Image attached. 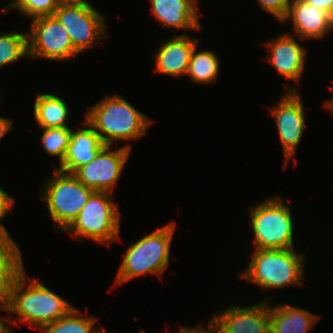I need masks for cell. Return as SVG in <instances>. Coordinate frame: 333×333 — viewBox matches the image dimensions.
<instances>
[{
	"label": "cell",
	"mask_w": 333,
	"mask_h": 333,
	"mask_svg": "<svg viewBox=\"0 0 333 333\" xmlns=\"http://www.w3.org/2000/svg\"><path fill=\"white\" fill-rule=\"evenodd\" d=\"M240 277L263 290L303 285L305 255L291 249H255Z\"/></svg>",
	"instance_id": "obj_4"
},
{
	"label": "cell",
	"mask_w": 333,
	"mask_h": 333,
	"mask_svg": "<svg viewBox=\"0 0 333 333\" xmlns=\"http://www.w3.org/2000/svg\"><path fill=\"white\" fill-rule=\"evenodd\" d=\"M324 107H326V109H330L333 113V97L330 98L329 100L327 99L326 102L323 103Z\"/></svg>",
	"instance_id": "obj_33"
},
{
	"label": "cell",
	"mask_w": 333,
	"mask_h": 333,
	"mask_svg": "<svg viewBox=\"0 0 333 333\" xmlns=\"http://www.w3.org/2000/svg\"><path fill=\"white\" fill-rule=\"evenodd\" d=\"M15 3V0H11V2H9L6 7L3 9V15L7 14L9 10H11V8L13 7Z\"/></svg>",
	"instance_id": "obj_34"
},
{
	"label": "cell",
	"mask_w": 333,
	"mask_h": 333,
	"mask_svg": "<svg viewBox=\"0 0 333 333\" xmlns=\"http://www.w3.org/2000/svg\"><path fill=\"white\" fill-rule=\"evenodd\" d=\"M204 327L206 329H204ZM202 327V325H196L195 327H186V326H182L179 330L178 333H215L213 327L211 326V324L208 323L206 324V326Z\"/></svg>",
	"instance_id": "obj_29"
},
{
	"label": "cell",
	"mask_w": 333,
	"mask_h": 333,
	"mask_svg": "<svg viewBox=\"0 0 333 333\" xmlns=\"http://www.w3.org/2000/svg\"><path fill=\"white\" fill-rule=\"evenodd\" d=\"M54 172V176H49L42 185V201L46 204L56 229L65 232L94 190L84 186L72 173L56 168Z\"/></svg>",
	"instance_id": "obj_7"
},
{
	"label": "cell",
	"mask_w": 333,
	"mask_h": 333,
	"mask_svg": "<svg viewBox=\"0 0 333 333\" xmlns=\"http://www.w3.org/2000/svg\"><path fill=\"white\" fill-rule=\"evenodd\" d=\"M59 5L61 4H78L88 2L87 0H56Z\"/></svg>",
	"instance_id": "obj_32"
},
{
	"label": "cell",
	"mask_w": 333,
	"mask_h": 333,
	"mask_svg": "<svg viewBox=\"0 0 333 333\" xmlns=\"http://www.w3.org/2000/svg\"><path fill=\"white\" fill-rule=\"evenodd\" d=\"M198 0H150L151 13L162 25L179 30H200Z\"/></svg>",
	"instance_id": "obj_16"
},
{
	"label": "cell",
	"mask_w": 333,
	"mask_h": 333,
	"mask_svg": "<svg viewBox=\"0 0 333 333\" xmlns=\"http://www.w3.org/2000/svg\"><path fill=\"white\" fill-rule=\"evenodd\" d=\"M283 86L286 90L280 98V101L269 110L271 116L275 120L282 145L285 159L283 168L287 169L288 161L291 159L294 160L295 166L297 163L295 151L303 136V131L306 128V111L298 90L294 86L292 89H289L290 87L287 86V83Z\"/></svg>",
	"instance_id": "obj_10"
},
{
	"label": "cell",
	"mask_w": 333,
	"mask_h": 333,
	"mask_svg": "<svg viewBox=\"0 0 333 333\" xmlns=\"http://www.w3.org/2000/svg\"><path fill=\"white\" fill-rule=\"evenodd\" d=\"M13 128L12 120L0 116V140Z\"/></svg>",
	"instance_id": "obj_30"
},
{
	"label": "cell",
	"mask_w": 333,
	"mask_h": 333,
	"mask_svg": "<svg viewBox=\"0 0 333 333\" xmlns=\"http://www.w3.org/2000/svg\"><path fill=\"white\" fill-rule=\"evenodd\" d=\"M82 124L85 128L72 130L64 161L61 166L54 164V168L65 173H73L77 168L91 162L104 146L99 135L85 119Z\"/></svg>",
	"instance_id": "obj_17"
},
{
	"label": "cell",
	"mask_w": 333,
	"mask_h": 333,
	"mask_svg": "<svg viewBox=\"0 0 333 333\" xmlns=\"http://www.w3.org/2000/svg\"><path fill=\"white\" fill-rule=\"evenodd\" d=\"M262 10L269 13L279 22L286 16L293 0H257Z\"/></svg>",
	"instance_id": "obj_26"
},
{
	"label": "cell",
	"mask_w": 333,
	"mask_h": 333,
	"mask_svg": "<svg viewBox=\"0 0 333 333\" xmlns=\"http://www.w3.org/2000/svg\"><path fill=\"white\" fill-rule=\"evenodd\" d=\"M54 16L65 27L73 49L78 54L106 38L104 15L89 2L61 4L55 10Z\"/></svg>",
	"instance_id": "obj_8"
},
{
	"label": "cell",
	"mask_w": 333,
	"mask_h": 333,
	"mask_svg": "<svg viewBox=\"0 0 333 333\" xmlns=\"http://www.w3.org/2000/svg\"><path fill=\"white\" fill-rule=\"evenodd\" d=\"M175 222H169L130 244L120 263L114 286L122 285L141 275L155 274L162 277L169 266L170 248Z\"/></svg>",
	"instance_id": "obj_3"
},
{
	"label": "cell",
	"mask_w": 333,
	"mask_h": 333,
	"mask_svg": "<svg viewBox=\"0 0 333 333\" xmlns=\"http://www.w3.org/2000/svg\"><path fill=\"white\" fill-rule=\"evenodd\" d=\"M291 32L270 39L264 45L268 50L266 61H268L282 76L297 84L300 82L306 61V48L300 45Z\"/></svg>",
	"instance_id": "obj_13"
},
{
	"label": "cell",
	"mask_w": 333,
	"mask_h": 333,
	"mask_svg": "<svg viewBox=\"0 0 333 333\" xmlns=\"http://www.w3.org/2000/svg\"><path fill=\"white\" fill-rule=\"evenodd\" d=\"M320 316L306 309L292 305L269 304V320L271 333H307Z\"/></svg>",
	"instance_id": "obj_18"
},
{
	"label": "cell",
	"mask_w": 333,
	"mask_h": 333,
	"mask_svg": "<svg viewBox=\"0 0 333 333\" xmlns=\"http://www.w3.org/2000/svg\"><path fill=\"white\" fill-rule=\"evenodd\" d=\"M28 34V59L66 61L74 59L78 53L61 22L54 16L38 17L31 20Z\"/></svg>",
	"instance_id": "obj_9"
},
{
	"label": "cell",
	"mask_w": 333,
	"mask_h": 333,
	"mask_svg": "<svg viewBox=\"0 0 333 333\" xmlns=\"http://www.w3.org/2000/svg\"><path fill=\"white\" fill-rule=\"evenodd\" d=\"M81 311L73 307L65 316L45 325L43 333H108L104 327L96 328V318L81 316Z\"/></svg>",
	"instance_id": "obj_22"
},
{
	"label": "cell",
	"mask_w": 333,
	"mask_h": 333,
	"mask_svg": "<svg viewBox=\"0 0 333 333\" xmlns=\"http://www.w3.org/2000/svg\"><path fill=\"white\" fill-rule=\"evenodd\" d=\"M5 317L2 316V319L0 318V333H13V330L10 324L7 326Z\"/></svg>",
	"instance_id": "obj_31"
},
{
	"label": "cell",
	"mask_w": 333,
	"mask_h": 333,
	"mask_svg": "<svg viewBox=\"0 0 333 333\" xmlns=\"http://www.w3.org/2000/svg\"><path fill=\"white\" fill-rule=\"evenodd\" d=\"M84 119L93 127L104 145L142 138L152 119L137 110L119 94L108 95L86 112Z\"/></svg>",
	"instance_id": "obj_2"
},
{
	"label": "cell",
	"mask_w": 333,
	"mask_h": 333,
	"mask_svg": "<svg viewBox=\"0 0 333 333\" xmlns=\"http://www.w3.org/2000/svg\"><path fill=\"white\" fill-rule=\"evenodd\" d=\"M59 6L56 0H15L12 8L30 19L52 16Z\"/></svg>",
	"instance_id": "obj_25"
},
{
	"label": "cell",
	"mask_w": 333,
	"mask_h": 333,
	"mask_svg": "<svg viewBox=\"0 0 333 333\" xmlns=\"http://www.w3.org/2000/svg\"><path fill=\"white\" fill-rule=\"evenodd\" d=\"M130 153L131 145L128 143L114 150L111 145H104L91 162L77 168L72 174L94 191L113 194Z\"/></svg>",
	"instance_id": "obj_11"
},
{
	"label": "cell",
	"mask_w": 333,
	"mask_h": 333,
	"mask_svg": "<svg viewBox=\"0 0 333 333\" xmlns=\"http://www.w3.org/2000/svg\"><path fill=\"white\" fill-rule=\"evenodd\" d=\"M164 41L155 53L154 72L175 78L185 76L197 39L183 33Z\"/></svg>",
	"instance_id": "obj_15"
},
{
	"label": "cell",
	"mask_w": 333,
	"mask_h": 333,
	"mask_svg": "<svg viewBox=\"0 0 333 333\" xmlns=\"http://www.w3.org/2000/svg\"><path fill=\"white\" fill-rule=\"evenodd\" d=\"M307 4L314 5L318 9L328 12L333 17V0H301Z\"/></svg>",
	"instance_id": "obj_28"
},
{
	"label": "cell",
	"mask_w": 333,
	"mask_h": 333,
	"mask_svg": "<svg viewBox=\"0 0 333 333\" xmlns=\"http://www.w3.org/2000/svg\"><path fill=\"white\" fill-rule=\"evenodd\" d=\"M26 275L24 272L18 278L5 306V311L17 314L18 321L5 316L6 322L17 326L25 322L30 325L29 328L34 326L41 330L45 325L65 316L74 307L40 281L29 276L26 278Z\"/></svg>",
	"instance_id": "obj_1"
},
{
	"label": "cell",
	"mask_w": 333,
	"mask_h": 333,
	"mask_svg": "<svg viewBox=\"0 0 333 333\" xmlns=\"http://www.w3.org/2000/svg\"><path fill=\"white\" fill-rule=\"evenodd\" d=\"M268 298L250 306H228L215 312L210 324L215 333H271Z\"/></svg>",
	"instance_id": "obj_12"
},
{
	"label": "cell",
	"mask_w": 333,
	"mask_h": 333,
	"mask_svg": "<svg viewBox=\"0 0 333 333\" xmlns=\"http://www.w3.org/2000/svg\"><path fill=\"white\" fill-rule=\"evenodd\" d=\"M21 250L12 237L0 245V310L5 311L11 291L25 272Z\"/></svg>",
	"instance_id": "obj_19"
},
{
	"label": "cell",
	"mask_w": 333,
	"mask_h": 333,
	"mask_svg": "<svg viewBox=\"0 0 333 333\" xmlns=\"http://www.w3.org/2000/svg\"><path fill=\"white\" fill-rule=\"evenodd\" d=\"M9 236L4 234V233H0V245L8 238Z\"/></svg>",
	"instance_id": "obj_35"
},
{
	"label": "cell",
	"mask_w": 333,
	"mask_h": 333,
	"mask_svg": "<svg viewBox=\"0 0 333 333\" xmlns=\"http://www.w3.org/2000/svg\"><path fill=\"white\" fill-rule=\"evenodd\" d=\"M279 196H272L249 209L255 249L294 248V219L291 207ZM287 203V204H285Z\"/></svg>",
	"instance_id": "obj_5"
},
{
	"label": "cell",
	"mask_w": 333,
	"mask_h": 333,
	"mask_svg": "<svg viewBox=\"0 0 333 333\" xmlns=\"http://www.w3.org/2000/svg\"><path fill=\"white\" fill-rule=\"evenodd\" d=\"M28 56V34L12 30L0 33V68Z\"/></svg>",
	"instance_id": "obj_23"
},
{
	"label": "cell",
	"mask_w": 333,
	"mask_h": 333,
	"mask_svg": "<svg viewBox=\"0 0 333 333\" xmlns=\"http://www.w3.org/2000/svg\"><path fill=\"white\" fill-rule=\"evenodd\" d=\"M14 204L15 201L13 197H11L6 191H4L0 187V221L3 220V218L6 217L8 213L12 212ZM0 233H4L10 236L7 229L3 224H1V222H0Z\"/></svg>",
	"instance_id": "obj_27"
},
{
	"label": "cell",
	"mask_w": 333,
	"mask_h": 333,
	"mask_svg": "<svg viewBox=\"0 0 333 333\" xmlns=\"http://www.w3.org/2000/svg\"><path fill=\"white\" fill-rule=\"evenodd\" d=\"M39 129L43 131L40 143L42 144L44 151L49 156H57L59 159V166H61L71 138L72 129L70 127Z\"/></svg>",
	"instance_id": "obj_24"
},
{
	"label": "cell",
	"mask_w": 333,
	"mask_h": 333,
	"mask_svg": "<svg viewBox=\"0 0 333 333\" xmlns=\"http://www.w3.org/2000/svg\"><path fill=\"white\" fill-rule=\"evenodd\" d=\"M111 196L109 192L94 191L78 217L65 231L74 234L78 242L83 241L82 237L107 246L121 241V213Z\"/></svg>",
	"instance_id": "obj_6"
},
{
	"label": "cell",
	"mask_w": 333,
	"mask_h": 333,
	"mask_svg": "<svg viewBox=\"0 0 333 333\" xmlns=\"http://www.w3.org/2000/svg\"><path fill=\"white\" fill-rule=\"evenodd\" d=\"M197 47L192 52L186 76L198 84L215 83L220 70L219 58L211 50L197 52Z\"/></svg>",
	"instance_id": "obj_21"
},
{
	"label": "cell",
	"mask_w": 333,
	"mask_h": 333,
	"mask_svg": "<svg viewBox=\"0 0 333 333\" xmlns=\"http://www.w3.org/2000/svg\"><path fill=\"white\" fill-rule=\"evenodd\" d=\"M69 113L66 101L59 95L36 93L33 115L39 128L70 127Z\"/></svg>",
	"instance_id": "obj_20"
},
{
	"label": "cell",
	"mask_w": 333,
	"mask_h": 333,
	"mask_svg": "<svg viewBox=\"0 0 333 333\" xmlns=\"http://www.w3.org/2000/svg\"><path fill=\"white\" fill-rule=\"evenodd\" d=\"M292 21L294 34L300 40L323 39L333 29V17L314 5L293 0L281 23Z\"/></svg>",
	"instance_id": "obj_14"
}]
</instances>
